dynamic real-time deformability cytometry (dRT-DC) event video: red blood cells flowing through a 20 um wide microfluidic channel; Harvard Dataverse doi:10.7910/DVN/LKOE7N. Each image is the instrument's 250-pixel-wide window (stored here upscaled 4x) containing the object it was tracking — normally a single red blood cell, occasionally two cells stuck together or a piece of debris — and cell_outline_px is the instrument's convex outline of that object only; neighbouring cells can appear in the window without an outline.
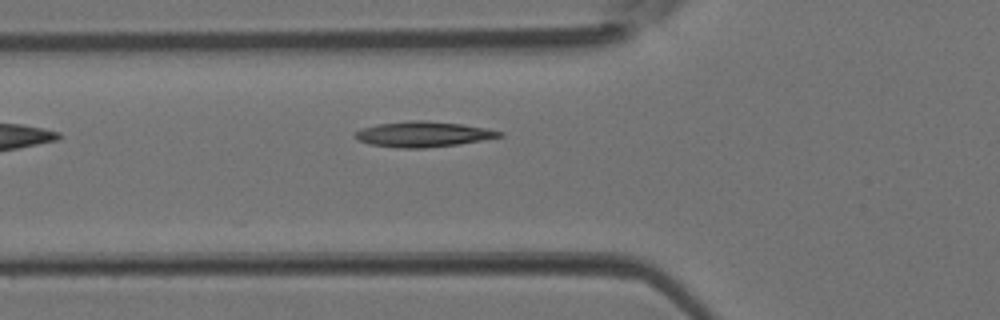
{"species": "Egyptian fruit bat (a non-hibernating species)", "species_latin": "Rousettus aegyptiacus", "temperature_condition": "room temperature", "stored_images_in_passage": 3, "camera_frame_rate_fps": 3000, "um_per_image_px": 0.085, "animal": {"sex": "female"}, "frame": {"image": 1, "passage_image": 3, "time_ms": 0.667, "image_size_px": [1000, 320], "cell_outline_px": [[504, 136], [460, 144], [424, 148], [396, 148], [368, 144], [356, 140], [352, 136], [360, 128], [376, 124], [412, 120], [424, 120], [464, 124], [504, 132]], "centroid_in_image_um": [35.92, 11.41], "position_along_channel_um": 89.9, "area_um2": 21.68}}